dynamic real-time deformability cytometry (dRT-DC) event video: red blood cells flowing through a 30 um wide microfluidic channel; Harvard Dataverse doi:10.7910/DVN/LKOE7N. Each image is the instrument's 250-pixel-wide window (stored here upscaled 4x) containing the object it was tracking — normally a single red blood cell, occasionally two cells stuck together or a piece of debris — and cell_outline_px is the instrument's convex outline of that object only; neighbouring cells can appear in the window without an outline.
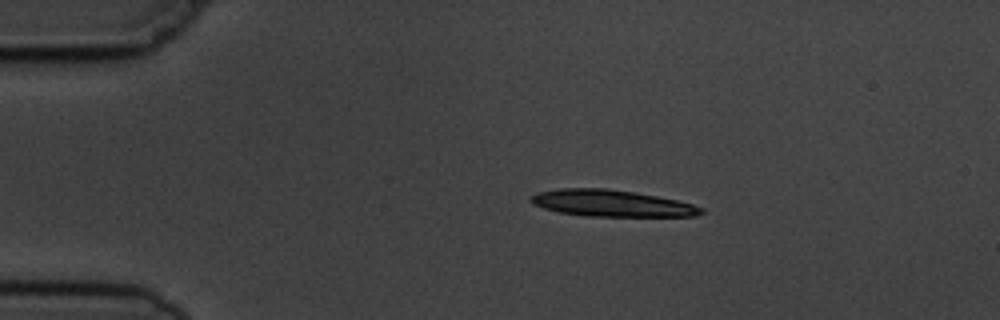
{"species": "common noctule bat (a hibernating species)", "species_latin": "Nyctalus noctula", "temperature_condition": "cold", "stored_images_in_passage": 2, "camera_frame_rate_fps": 3000, "um_per_image_px": 0.085, "animal": {"sex": "male", "body_mass_g": 19.5, "forearm_length_mm": 54.6}, "frame": {"image": 1, "passage_image": 1, "time_ms": 0.0, "image_size_px": [1000, 320], "cell_outline_px": [[704, 212], [692, 216], [588, 216], [560, 212], [544, 208], [532, 204], [528, 200], [528, 196], [536, 192], [560, 188], [608, 188], [636, 192], [676, 200], [692, 204], [704, 208]], "centroid_in_image_um": [51.92, 17.26], "position_along_channel_um": 33.1, "area_um2": 26.47}}